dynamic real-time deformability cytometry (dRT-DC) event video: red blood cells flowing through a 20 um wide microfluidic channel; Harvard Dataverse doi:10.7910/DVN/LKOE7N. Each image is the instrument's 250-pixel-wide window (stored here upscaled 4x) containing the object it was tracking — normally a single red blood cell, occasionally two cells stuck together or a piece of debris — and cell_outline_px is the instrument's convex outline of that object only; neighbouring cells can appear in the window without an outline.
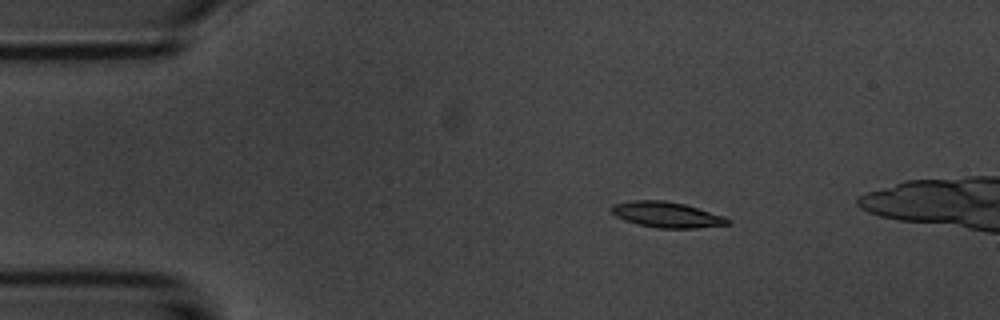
{"species": "common noctule bat (a hibernating species)", "species_latin": "Nyctalus noctula", "temperature_condition": "room temperature", "stored_images_in_passage": 5, "camera_frame_rate_fps": 3000, "um_per_image_px": 0.085, "animal": {"sex": "male", "body_mass_g": 20.1, "forearm_length_mm": 53.5}, "frame": {"image": 1, "passage_image": 2, "time_ms": 2.0, "image_size_px": [1000, 320], "cell_outline_px": [[732, 220], [728, 224], [696, 228], [656, 228], [636, 224], [624, 220], [616, 216], [608, 208], [612, 204], [632, 200], [664, 200], [684, 204], [724, 216]], "centroid_in_image_um": [56.62, 18.24], "position_along_channel_um": 28.4, "area_um2": 17.46}}